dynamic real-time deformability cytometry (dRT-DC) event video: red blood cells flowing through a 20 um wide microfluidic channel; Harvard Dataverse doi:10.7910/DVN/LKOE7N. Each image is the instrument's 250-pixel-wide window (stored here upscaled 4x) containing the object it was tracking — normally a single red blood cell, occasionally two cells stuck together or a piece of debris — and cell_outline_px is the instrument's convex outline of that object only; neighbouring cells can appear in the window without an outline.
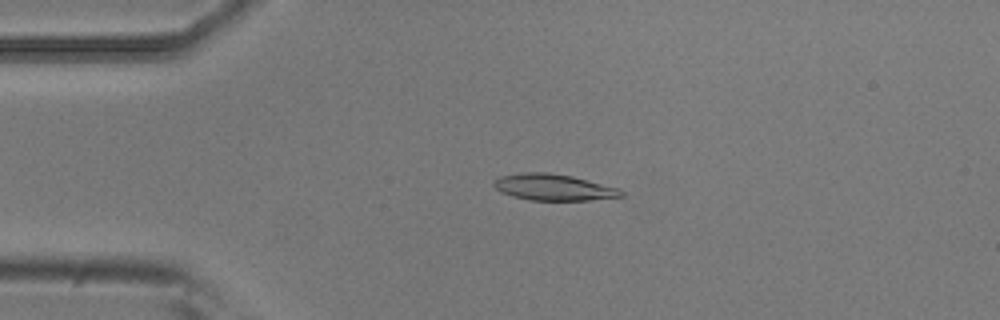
{"species": "common noctule bat (a hibernating species)", "species_latin": "Nyctalus noctula", "temperature_condition": "room temperature", "stored_images_in_passage": 4, "camera_frame_rate_fps": 3000, "um_per_image_px": 0.085, "animal": {"sex": "male", "body_mass_g": 20.5, "forearm_length_mm": 52.5}, "frame": {"image": 1, "passage_image": 3, "time_ms": 0.667, "image_size_px": [1000, 320], "cell_outline_px": [[624, 196], [588, 200], [528, 200], [512, 196], [500, 192], [492, 184], [492, 180], [500, 176], [524, 172], [548, 172], [572, 176], [620, 188], [624, 192]], "centroid_in_image_um": [47.03, 15.91], "position_along_channel_um": 38.0, "area_um2": 19.71}}